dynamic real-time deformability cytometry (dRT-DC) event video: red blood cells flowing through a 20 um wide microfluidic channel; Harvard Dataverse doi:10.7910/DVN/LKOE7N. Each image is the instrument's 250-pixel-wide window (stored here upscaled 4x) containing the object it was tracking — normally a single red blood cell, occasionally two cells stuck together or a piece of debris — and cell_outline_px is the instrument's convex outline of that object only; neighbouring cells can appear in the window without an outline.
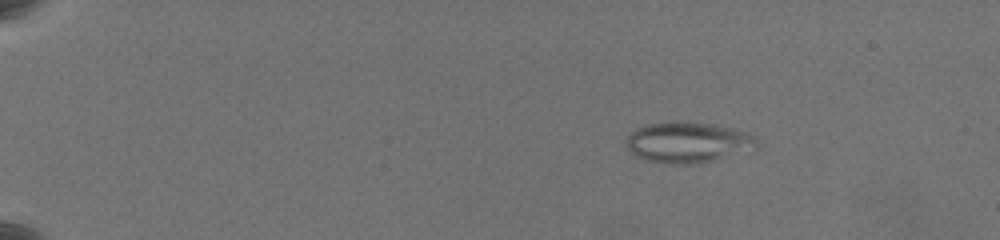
{"species": "common noctule bat (a hibernating species)", "species_latin": "Nyctalus noctula", "temperature_condition": "warm", "stored_images_in_passage": 64, "camera_frame_rate_fps": 3000, "um_per_image_px": 0.085, "animal": {"sex": "female", "body_mass_g": 19.5, "forearm_length_mm": 54.1}, "frame": {"image": 1, "passage_image": 12, "time_ms": 3.667, "image_size_px": [1000, 240], "cell_outline_px": [[756, 152], [696, 164], [672, 164], [648, 160], [636, 156], [624, 144], [624, 140], [636, 128], [648, 124], [672, 120], [680, 120], [716, 124], [748, 132], [756, 140]], "centroid_in_image_um": [58.53, 12.1], "position_along_channel_um": 26.5, "area_um2": 31.91}}
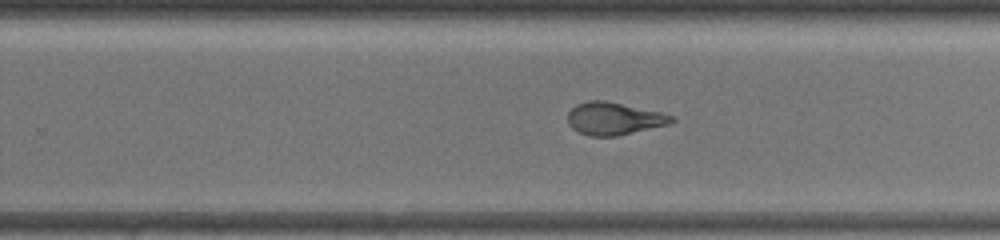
{"frame": {"image": 2, "passage_image": 44, "time_ms": 14.333, "image_size_px": [1000, 240], "cell_outline_px": [[676, 120], [668, 124], [616, 136], [588, 136], [572, 128], [568, 124], [568, 112], [576, 104], [588, 100], [604, 100], [660, 112], [676, 116]], "centroid_in_image_um": [52.17, 10.07], "position_along_channel_um": 277.6, "area_um2": 19.59}}
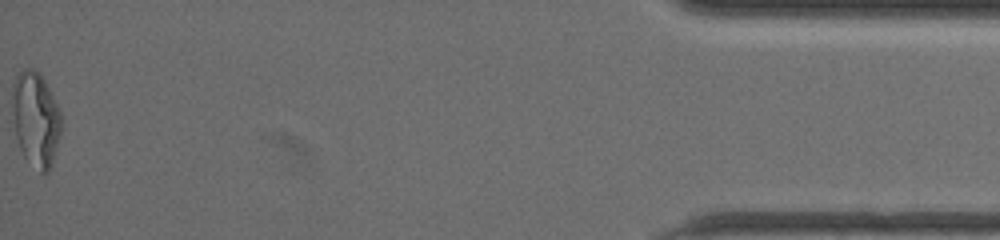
{"frame": {"image": 3, "passage_image": 64, "time_ms": 21.0, "image_size_px": [1000, 240], "cell_outline_px": [[60, 136], [48, 172], [40, 172], [24, 156], [20, 148], [16, 136], [12, 96], [12, 88], [16, 76], [24, 68], [36, 68], [40, 72], [60, 112]], "centroid_in_image_um": [3.03, 10.08], "position_along_channel_um": 432.2, "area_um2": 26.36}, "authors_computed_cell_mechanics": {"area_um2": 24.7673, "velocity_mm_per_s": 3.504, "shape_relaxation_time_tau1_ms": null, "shape_relaxation_time_tau2_ms": 1.4694, "deformation_change_tau1": null, "deformation_change_tau2": 0.0803}}